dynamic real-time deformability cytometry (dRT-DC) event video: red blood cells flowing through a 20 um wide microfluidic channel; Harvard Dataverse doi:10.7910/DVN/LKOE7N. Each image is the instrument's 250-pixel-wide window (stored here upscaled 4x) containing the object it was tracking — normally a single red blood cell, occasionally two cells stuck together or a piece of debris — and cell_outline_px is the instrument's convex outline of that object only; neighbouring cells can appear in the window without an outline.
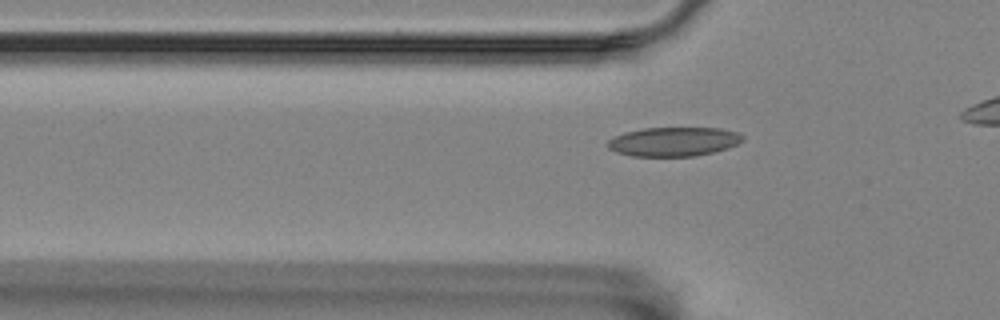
{"species": "Egyptian fruit bat (a non-hibernating species)", "species_latin": "Rousettus aegyptiacus", "temperature_condition": "room temperature", "stored_images_in_passage": 34, "camera_frame_rate_fps": 3000, "um_per_image_px": 0.085, "animal": {"sex": "female"}, "frame": {"image": 1, "passage_image": 5, "time_ms": 1.333, "image_size_px": [1000, 320], "cell_outline_px": [[744, 140], [728, 148], [696, 156], [632, 156], [616, 152], [608, 148], [604, 144], [608, 140], [624, 132], [644, 128], [720, 128], [736, 132], [744, 136]], "centroid_in_image_um": [57.23, 12.04], "position_along_channel_um": 68.6, "area_um2": 22.95}}
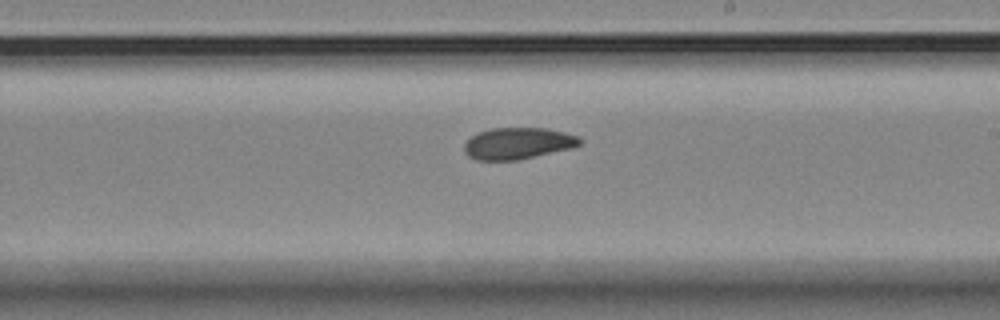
{"frame": {"image": 2, "passage_image": 20, "time_ms": 6.333, "image_size_px": [1000, 320], "cell_outline_px": [[584, 140], [580, 144], [572, 148], [516, 160], [476, 160], [468, 156], [464, 152], [464, 144], [472, 136], [480, 132], [492, 128], [544, 128], [564, 132], [580, 136]], "centroid_in_image_um": [44.04, 12.18], "position_along_channel_um": 245.0, "area_um2": 21.21}}
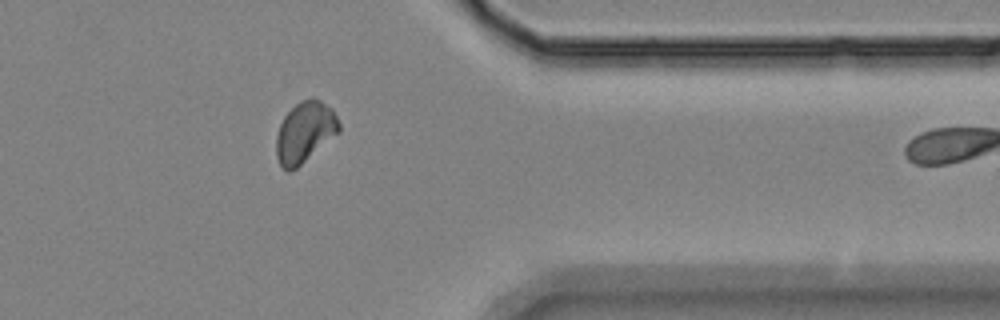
{"frame": {"image": 3, "passage_image": 33, "time_ms": 10.667, "image_size_px": [1000, 320], "cell_outline_px": [[340, 132], [296, 168], [288, 172], [280, 164], [276, 156], [276, 136], [280, 124], [284, 116], [300, 100], [320, 100], [332, 108], [340, 124]], "centroid_in_image_um": [25.91, 11.24], "position_along_channel_um": 385.5, "area_um2": 21.96}}